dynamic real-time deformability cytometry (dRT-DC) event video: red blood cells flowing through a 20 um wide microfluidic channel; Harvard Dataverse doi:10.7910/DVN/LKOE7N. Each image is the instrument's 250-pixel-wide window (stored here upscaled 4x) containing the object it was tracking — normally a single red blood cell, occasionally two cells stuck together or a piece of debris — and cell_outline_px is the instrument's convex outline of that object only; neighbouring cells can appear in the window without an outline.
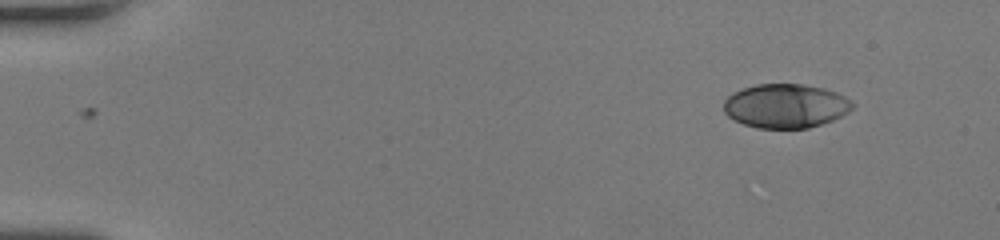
{"species": "human", "species_latin": "Homo sapiens", "temperature_condition": "room temperature", "stored_images_in_passage": 45, "camera_frame_rate_fps": 3000, "um_per_image_px": 0.085, "donor": {"sex": "female"}, "frame": {"image": 1, "passage_image": 1, "time_ms": 0.0, "image_size_px": [1000, 240], "cell_outline_px": [[856, 104], [848, 112], [832, 120], [808, 128], [756, 128], [744, 124], [728, 116], [724, 112], [724, 100], [732, 92], [756, 84], [804, 84], [824, 88], [836, 92], [844, 96]], "centroid_in_image_um": [66.78, 8.99], "position_along_channel_um": 18.2, "area_um2": 33.06}}
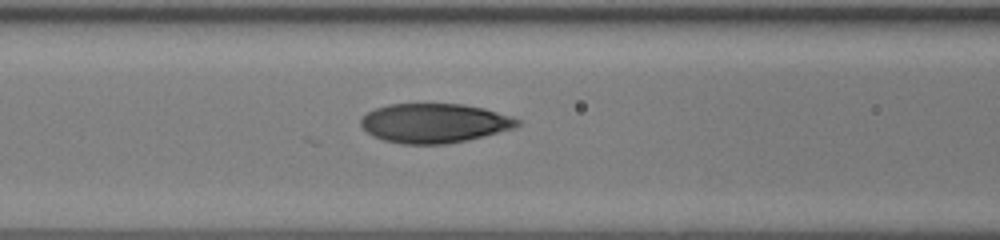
{"frame": {"image": 2, "passage_image": 18, "time_ms": 5.667, "image_size_px": [1000, 240], "cell_outline_px": [[520, 124], [516, 128], [468, 140], [448, 144], [400, 144], [384, 140], [372, 136], [360, 124], [360, 120], [368, 112], [376, 108], [388, 104], [464, 104], [484, 108], [512, 116], [520, 120]], "centroid_in_image_um": [36.95, 10.47], "position_along_channel_um": 129.7, "area_um2": 36.07}}
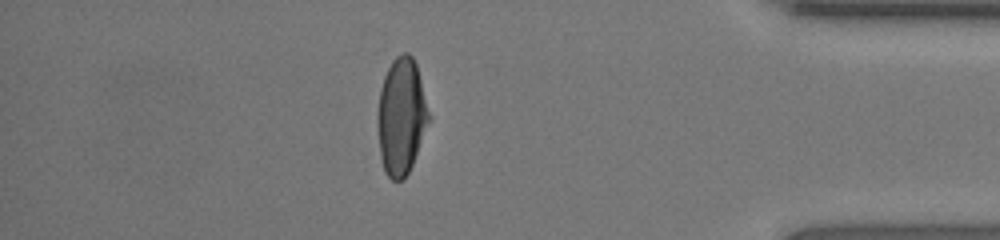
{"frame": {"image": 3, "passage_image": 39, "time_ms": 12.667, "image_size_px": [1000, 240], "cell_outline_px": [[428, 120], [412, 164], [408, 172], [400, 180], [392, 180], [384, 172], [380, 156], [376, 124], [376, 116], [380, 88], [384, 76], [392, 60], [400, 52], [408, 52], [412, 56], [416, 64], [428, 112]], "centroid_in_image_um": [34.04, 9.87], "position_along_channel_um": 401.2, "area_um2": 34.39}, "authors_computed_cell_mechanics": {"area_um2": 36.0094, "velocity_mm_per_s": 4.3437, "shape_relaxation_time_tau1_ms": 6.334, "shape_relaxation_time_tau2_ms": 0.7675, "deformation_change_tau1": 0.2694, "deformation_change_tau2": 0.0553}}